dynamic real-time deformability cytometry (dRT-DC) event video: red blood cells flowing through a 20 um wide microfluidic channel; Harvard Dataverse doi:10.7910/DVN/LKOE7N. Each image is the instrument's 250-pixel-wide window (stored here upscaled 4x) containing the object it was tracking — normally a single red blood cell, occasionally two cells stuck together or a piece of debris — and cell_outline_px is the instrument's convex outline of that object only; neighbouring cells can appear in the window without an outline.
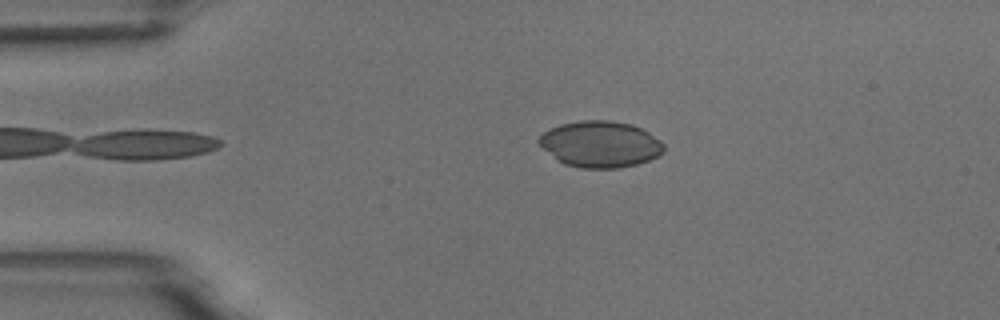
{"species": "common noctule bat (a hibernating species)", "species_latin": "Nyctalus noctula", "temperature_condition": "room temperature", "stored_images_in_passage": 4, "camera_frame_rate_fps": 3000, "um_per_image_px": 0.085, "animal": {"sex": "male", "body_mass_g": 18.8}, "frame": {"image": 1, "passage_image": 3, "time_ms": 2.333, "image_size_px": [1000, 320], "cell_outline_px": [[664, 152], [648, 160], [636, 164], [616, 168], [580, 168], [564, 164], [556, 160], [536, 140], [548, 128], [560, 124], [580, 120], [612, 120], [632, 124], [648, 132], [660, 140], [664, 144]], "centroid_in_image_um": [51.0, 12.24], "position_along_channel_um": 34.0, "area_um2": 33.76}}